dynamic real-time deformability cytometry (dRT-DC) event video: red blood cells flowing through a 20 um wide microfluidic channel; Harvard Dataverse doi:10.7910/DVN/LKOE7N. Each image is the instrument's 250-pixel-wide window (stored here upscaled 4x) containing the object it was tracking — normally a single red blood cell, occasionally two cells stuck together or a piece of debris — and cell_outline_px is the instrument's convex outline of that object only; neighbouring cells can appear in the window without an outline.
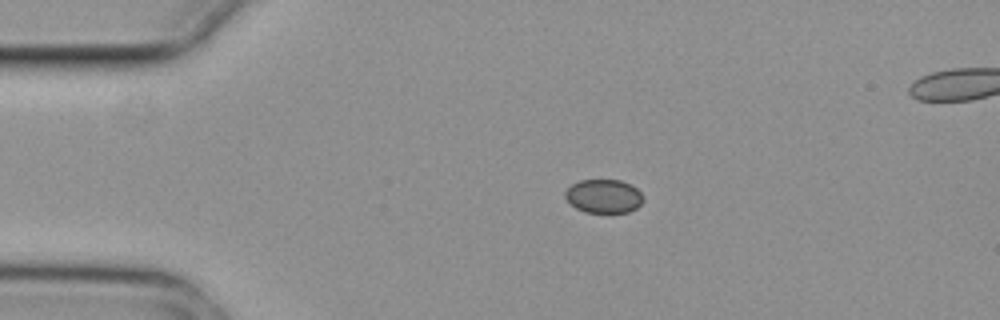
{"species": "common noctule bat (a hibernating species)", "species_latin": "Nyctalus noctula", "temperature_condition": "cold", "stored_images_in_passage": 4, "camera_frame_rate_fps": 3000, "um_per_image_px": 0.085, "animal": {"sex": "female", "body_mass_g": 29.2, "forearm_length_mm": 56.3}, "frame": {"image": 1, "passage_image": 2, "time_ms": 0.333, "image_size_px": [1000, 320], "cell_outline_px": [[644, 200], [636, 208], [628, 212], [584, 212], [576, 208], [564, 196], [564, 192], [572, 184], [580, 180], [620, 180], [632, 184], [644, 196]], "centroid_in_image_um": [51.33, 16.66], "position_along_channel_um": 33.7, "area_um2": 15.32}}